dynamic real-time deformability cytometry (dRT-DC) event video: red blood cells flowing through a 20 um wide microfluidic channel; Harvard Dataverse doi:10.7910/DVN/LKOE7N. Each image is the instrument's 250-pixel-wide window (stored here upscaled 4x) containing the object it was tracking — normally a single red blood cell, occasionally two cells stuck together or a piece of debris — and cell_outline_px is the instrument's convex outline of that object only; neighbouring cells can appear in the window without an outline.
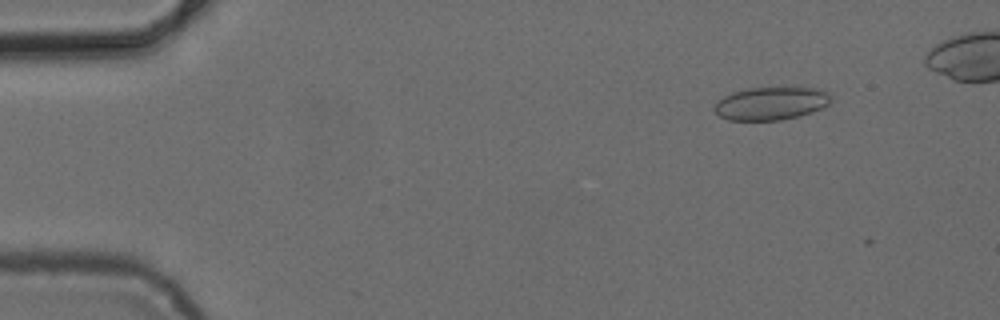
{"species": "common noctule bat (a hibernating species)", "species_latin": "Nyctalus noctula", "temperature_condition": "cold", "stored_images_in_passage": 3, "camera_frame_rate_fps": 3000, "um_per_image_px": 0.085, "animal": {"sex": "female", "body_mass_g": 24.6, "forearm_length_mm": 56.2}, "frame": {"image": 1, "passage_image": 1, "time_ms": 0.0, "image_size_px": [1000, 320], "cell_outline_px": [[832, 100], [828, 104], [812, 112], [800, 116], [780, 120], [728, 120], [720, 116], [712, 108], [724, 96], [732, 92], [748, 88], [792, 84], [824, 88], [828, 92]], "centroid_in_image_um": [65.62, 8.72], "position_along_channel_um": 19.4, "area_um2": 23.47}}